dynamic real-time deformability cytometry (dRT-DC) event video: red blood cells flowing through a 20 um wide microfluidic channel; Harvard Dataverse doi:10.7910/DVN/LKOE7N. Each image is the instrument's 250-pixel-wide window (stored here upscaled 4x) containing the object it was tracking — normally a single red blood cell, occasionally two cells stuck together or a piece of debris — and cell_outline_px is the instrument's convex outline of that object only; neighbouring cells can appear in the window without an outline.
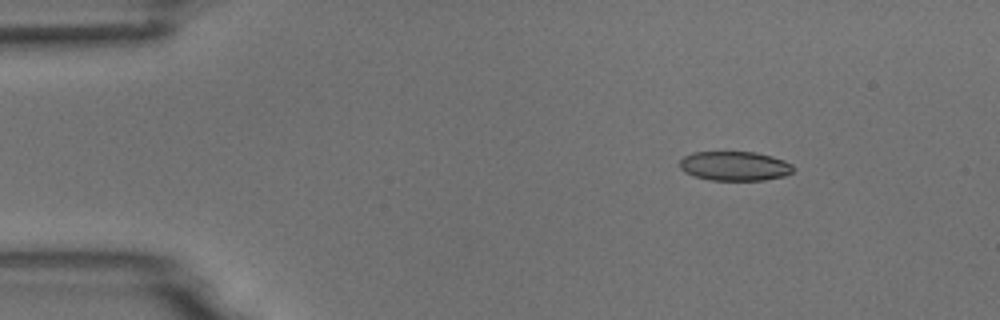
{"species": "common noctule bat (a hibernating species)", "species_latin": "Nyctalus noctula", "temperature_condition": "room temperature", "stored_images_in_passage": 4, "camera_frame_rate_fps": 3000, "um_per_image_px": 0.085, "animal": {"sex": "male", "body_mass_g": 18.8}, "frame": {"image": 1, "passage_image": 2, "time_ms": 0.333, "image_size_px": [1000, 320], "cell_outline_px": [[796, 168], [792, 172], [784, 176], [764, 180], [708, 180], [684, 172], [680, 168], [680, 160], [684, 156], [692, 152], [756, 152], [772, 156], [784, 160], [792, 164]], "centroid_in_image_um": [62.47, 14.11], "position_along_channel_um": 22.5, "area_um2": 19.54}}